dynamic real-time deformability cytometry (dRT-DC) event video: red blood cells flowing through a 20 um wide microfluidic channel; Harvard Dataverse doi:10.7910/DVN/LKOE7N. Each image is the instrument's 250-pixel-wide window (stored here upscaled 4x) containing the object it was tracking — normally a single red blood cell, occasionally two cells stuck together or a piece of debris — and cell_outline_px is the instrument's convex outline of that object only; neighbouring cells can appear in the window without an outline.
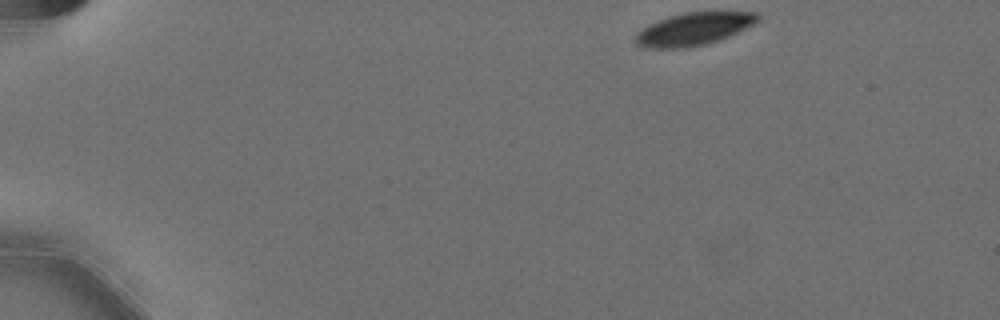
{"species": "Egyptian fruit bat (a non-hibernating species)", "species_latin": "Rousettus aegyptiacus", "temperature_condition": "cold", "stored_images_in_passage": 50, "camera_frame_rate_fps": 3000, "um_per_image_px": 0.085, "animal": {"sex": "female"}, "frame": {"image": 1, "passage_image": 1, "time_ms": 0.0, "image_size_px": [1000, 320], "cell_outline_px": [[760, 20], [720, 40], [688, 48], [648, 48], [636, 44], [632, 40], [636, 32], [640, 28], [648, 24], [684, 12], [760, 12]], "centroid_in_image_um": [58.91, 2.47], "position_along_channel_um": 26.1, "area_um2": 23.24}}
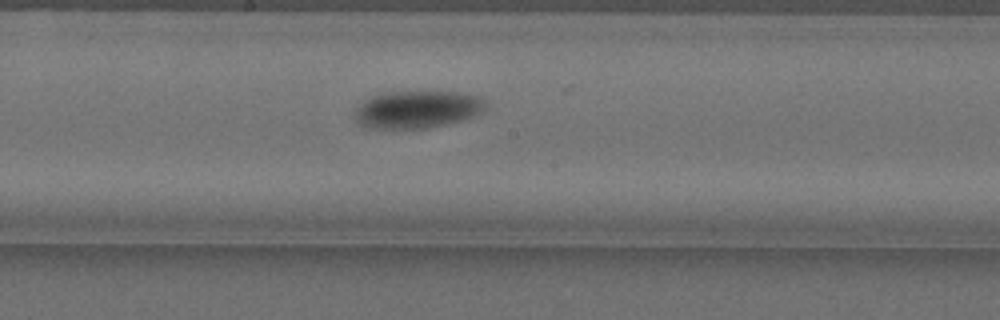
{"frame": {"image": 2, "passage_image": 25, "time_ms": 8.0, "image_size_px": [1000, 320], "cell_outline_px": [[488, 108], [484, 112], [468, 120], [428, 128], [368, 128], [360, 124], [356, 120], [356, 108], [364, 100], [372, 96], [384, 92], [464, 92], [480, 96], [488, 100]], "centroid_in_image_um": [35.6, 9.3], "position_along_channel_um": 212.6, "area_um2": 29.19}}
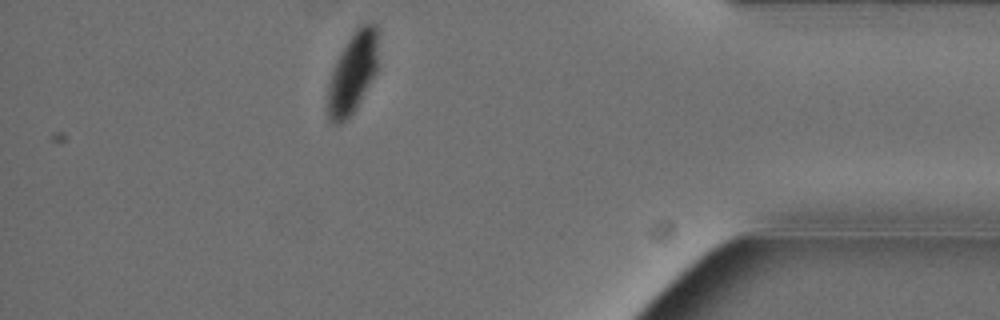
{"frame": {"image": 3, "passage_image": 44, "time_ms": 14.333, "image_size_px": [1000, 320], "cell_outline_px": [[376, 72], [356, 108], [340, 124], [332, 124], [328, 120], [328, 84], [336, 60], [340, 52], [356, 28], [360, 24], [376, 24]], "centroid_in_image_um": [29.94, 6.22], "position_along_channel_um": 405.3, "area_um2": 23.18}, "authors_computed_cell_mechanics": {"area_um2": 27.2816, "velocity_mm_per_s": 3.5535, "shape_relaxation_time_tau1_ms": 2.6748, "shape_relaxation_time_tau2_ms": null, "deformation_change_tau1": 0.1034, "deformation_change_tau2": null}}